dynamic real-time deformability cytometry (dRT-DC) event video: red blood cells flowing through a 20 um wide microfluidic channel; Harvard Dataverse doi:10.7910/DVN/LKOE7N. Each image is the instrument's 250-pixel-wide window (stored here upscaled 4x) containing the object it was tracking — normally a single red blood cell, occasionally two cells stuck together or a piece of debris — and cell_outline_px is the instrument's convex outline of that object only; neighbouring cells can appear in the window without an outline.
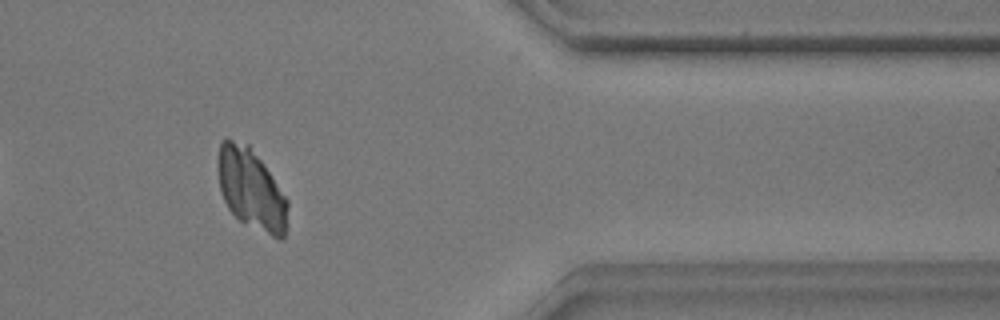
{"species": "common noctule bat (a hibernating species)", "species_latin": "Nyctalus noctula", "temperature_condition": "warm", "stored_images_in_passage": 56, "camera_frame_rate_fps": 3000, "um_per_image_px": 0.085, "animal": {"sex": "male", "body_mass_g": 17.9}, "frame": {"image": 1, "passage_image": 46, "time_ms": 15.0, "image_size_px": [1000, 320], "cell_outline_px": [[288, 208], [284, 236], [280, 240], [240, 220], [228, 208], [220, 192], [220, 144], [224, 136], [228, 136], [248, 144], [260, 160], [288, 200]], "centroid_in_image_um": [21.36, 16.06], "position_along_channel_um": 390.0, "area_um2": 32.08}}
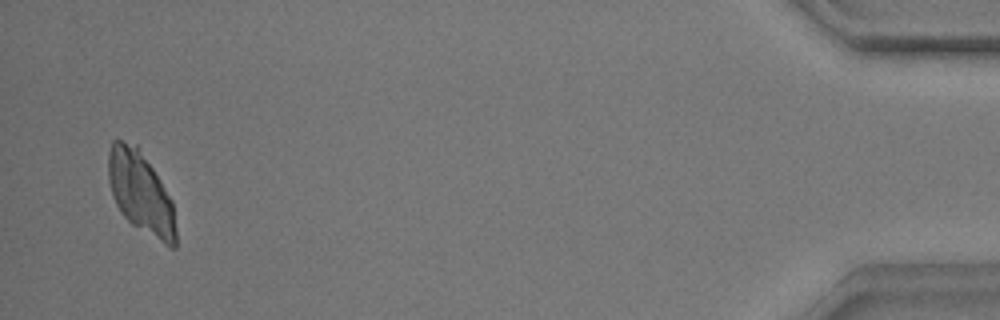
{"frame": {"image": 2, "passage_image": 54, "time_ms": 17.667, "image_size_px": [1000, 320], "cell_outline_px": [[176, 248], [172, 248], [132, 224], [120, 212], [116, 204], [108, 180], [108, 152], [112, 140], [120, 140], [136, 144], [160, 180], [172, 200], [176, 228]], "centroid_in_image_um": [11.95, 16.36], "position_along_channel_um": 423.2, "area_um2": 31.91}}